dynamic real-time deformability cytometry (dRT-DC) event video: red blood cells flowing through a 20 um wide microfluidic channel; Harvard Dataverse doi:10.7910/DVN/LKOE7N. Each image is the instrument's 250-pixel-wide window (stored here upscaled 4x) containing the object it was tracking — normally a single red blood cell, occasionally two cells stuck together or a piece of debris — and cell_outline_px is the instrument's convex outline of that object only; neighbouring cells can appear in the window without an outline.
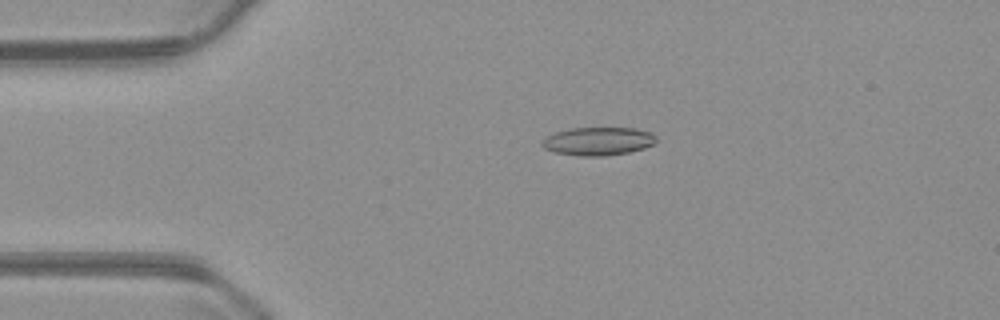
{"species": "common noctule bat (a hibernating species)", "species_latin": "Nyctalus noctula", "temperature_condition": "warm", "stored_images_in_passage": 55, "camera_frame_rate_fps": 3000, "um_per_image_px": 0.085, "animal": {"sex": "male", "body_mass_g": 23.1, "forearm_length_mm": 52.7}, "frame": {"image": 1, "passage_image": 12, "time_ms": 3.667, "image_size_px": [1000, 320], "cell_outline_px": [[656, 140], [652, 144], [644, 148], [628, 152], [604, 156], [580, 156], [556, 152], [544, 148], [540, 144], [540, 140], [556, 132], [572, 128], [636, 128], [652, 132], [656, 136]], "centroid_in_image_um": [50.84, 12.0], "position_along_channel_um": 34.2, "area_um2": 18.73}}
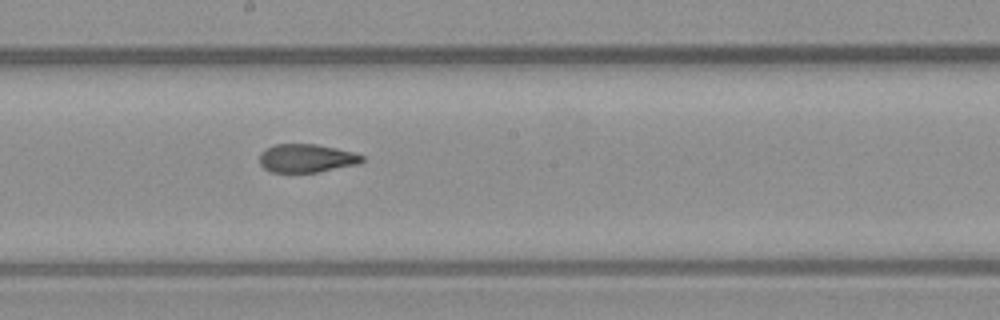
{"frame": {"image": 2, "passage_image": 30, "time_ms": 9.667, "image_size_px": [1000, 320], "cell_outline_px": [[364, 160], [356, 164], [316, 172], [272, 172], [264, 168], [260, 164], [260, 152], [276, 144], [316, 144], [336, 148], [352, 152], [364, 156]], "centroid_in_image_um": [26.03, 13.44], "position_along_channel_um": 222.2, "area_um2": 16.7}}
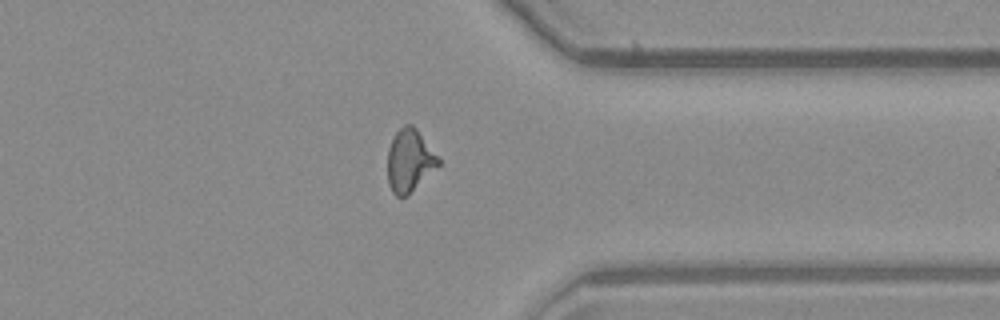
{"frame": {"image": 3, "passage_image": 43, "time_ms": 14.0, "image_size_px": [1000, 320], "cell_outline_px": [[440, 164], [408, 196], [396, 196], [392, 192], [388, 184], [388, 148], [396, 132], [404, 124], [412, 124], [416, 128], [440, 160]], "centroid_in_image_um": [34.8, 13.67], "position_along_channel_um": 376.6, "area_um2": 18.38}, "authors_computed_cell_mechanics": {"area_um2": 18.0914, "velocity_mm_per_s": 3.7384, "shape_relaxation_time_tau1_ms": null, "shape_relaxation_time_tau2_ms": 2.2868, "deformation_change_tau1": null, "deformation_change_tau2": 0.0993}}